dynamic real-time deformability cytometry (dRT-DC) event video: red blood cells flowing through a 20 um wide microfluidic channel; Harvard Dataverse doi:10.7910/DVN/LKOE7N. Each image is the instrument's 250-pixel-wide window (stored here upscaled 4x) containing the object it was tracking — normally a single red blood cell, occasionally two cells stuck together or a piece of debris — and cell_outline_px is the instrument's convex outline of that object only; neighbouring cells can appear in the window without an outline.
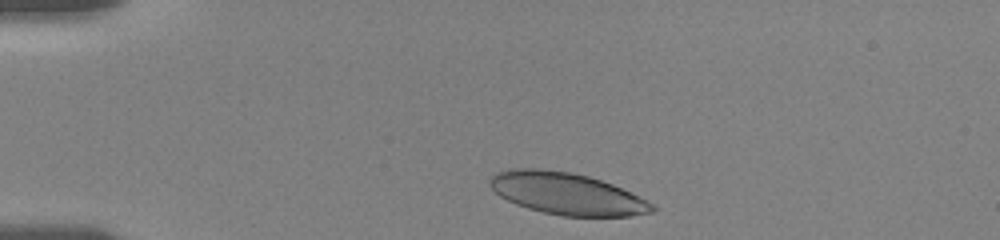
{"species": "human", "species_latin": "Homo sapiens", "temperature_condition": "room temperature", "stored_images_in_passage": 37, "camera_frame_rate_fps": 3000, "um_per_image_px": 0.085, "donor": {"sex": "female"}, "frame": {"image": 1, "passage_image": 2, "time_ms": 0.333, "image_size_px": [1000, 240], "cell_outline_px": [[660, 208], [652, 212], [632, 216], [560, 216], [528, 208], [516, 204], [500, 196], [488, 184], [488, 180], [496, 172], [508, 168], [540, 168], [572, 172], [588, 176], [612, 184]], "centroid_in_image_um": [48.13, 16.45], "position_along_channel_um": 36.9, "area_um2": 39.54}}
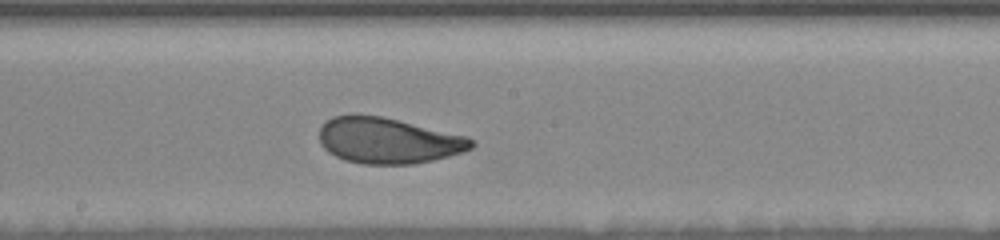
{"frame": {"image": 2, "passage_image": 21, "time_ms": 6.667, "image_size_px": [1000, 240], "cell_outline_px": [[476, 144], [472, 148], [448, 156], [432, 160], [412, 164], [364, 164], [344, 160], [328, 152], [320, 144], [320, 128], [332, 116], [352, 112], [380, 116], [468, 136]], "centroid_in_image_um": [32.95, 11.93], "position_along_channel_um": 215.2, "area_um2": 40.81}}
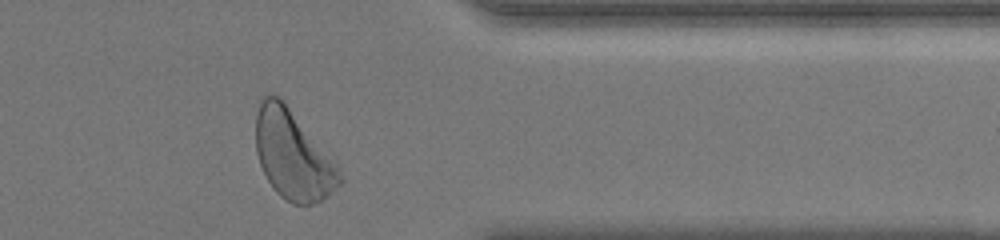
{"frame": {"image": 3, "passage_image": 36, "time_ms": 11.667, "image_size_px": [1000, 240], "cell_outline_px": [[344, 180], [340, 184], [320, 200], [312, 204], [292, 204], [280, 196], [276, 192], [268, 180], [260, 164], [256, 152], [256, 112], [260, 96], [280, 96], [340, 172]], "centroid_in_image_um": [24.82, 13.18], "position_along_channel_um": 386.6, "area_um2": 42.31}, "authors_computed_cell_mechanics": {"area_um2": 40.9224, "velocity_mm_per_s": 3.5865, "shape_relaxation_time_tau1_ms": 5.5423, "shape_relaxation_time_tau2_ms": 0.8819, "deformation_change_tau1": 0.1974, "deformation_change_tau2": 0.0728}}